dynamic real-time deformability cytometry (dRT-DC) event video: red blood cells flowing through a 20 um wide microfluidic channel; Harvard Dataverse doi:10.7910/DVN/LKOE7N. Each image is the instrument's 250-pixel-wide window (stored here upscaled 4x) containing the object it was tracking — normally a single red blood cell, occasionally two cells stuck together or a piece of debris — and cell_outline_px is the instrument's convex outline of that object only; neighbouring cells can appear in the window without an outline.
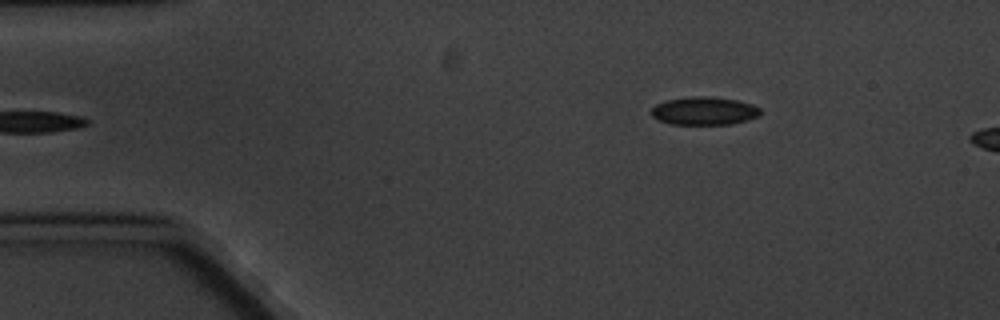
{"species": "common noctule bat (a hibernating species)", "species_latin": "Nyctalus noctula", "temperature_condition": "cold", "stored_images_in_passage": 5, "camera_frame_rate_fps": 3000, "um_per_image_px": 0.085, "animal": {"sex": "male", "body_mass_g": 20.1, "forearm_length_mm": 53.5}, "frame": {"image": 1, "passage_image": 5, "time_ms": 4.333, "image_size_px": [1000, 320], "cell_outline_px": [[764, 112], [760, 116], [748, 120], [732, 124], [668, 124], [656, 120], [652, 116], [652, 108], [656, 104], [668, 100], [692, 96], [708, 96], [736, 100], [752, 104], [760, 108]], "centroid_in_image_um": [59.89, 9.44], "position_along_channel_um": 25.1, "area_um2": 18.03}}